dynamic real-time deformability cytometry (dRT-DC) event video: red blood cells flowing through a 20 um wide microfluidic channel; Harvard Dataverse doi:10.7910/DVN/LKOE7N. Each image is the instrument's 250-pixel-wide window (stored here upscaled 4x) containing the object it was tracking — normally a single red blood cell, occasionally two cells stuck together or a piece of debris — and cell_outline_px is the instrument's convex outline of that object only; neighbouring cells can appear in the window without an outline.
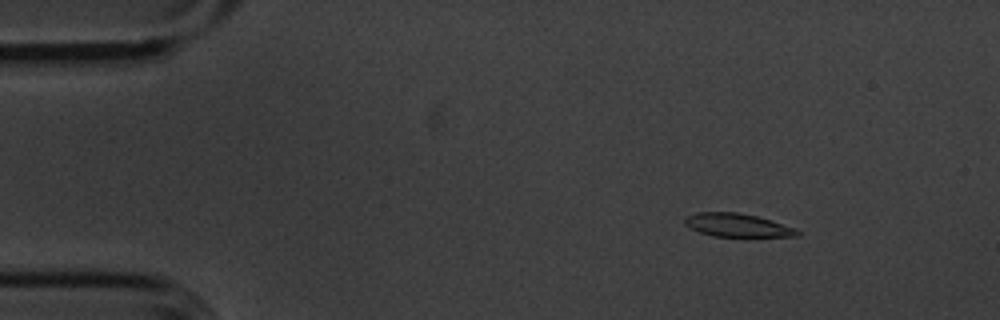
{"species": "common noctule bat (a hibernating species)", "species_latin": "Nyctalus noctula", "temperature_condition": "cold", "stored_images_in_passage": 52, "camera_frame_rate_fps": 3000, "um_per_image_px": 0.085, "animal": {"sex": "male", "body_mass_g": 20.1, "forearm_length_mm": 53.5}, "frame": {"image": 1, "passage_image": 4, "time_ms": 1.0, "image_size_px": [1000, 320], "cell_outline_px": [[800, 236], [752, 240], [712, 236], [700, 232], [684, 224], [684, 216], [696, 212], [736, 212], [756, 216], [796, 228], [800, 232]], "centroid_in_image_um": [62.75, 19.21], "position_along_channel_um": 22.2, "area_um2": 16.42}}
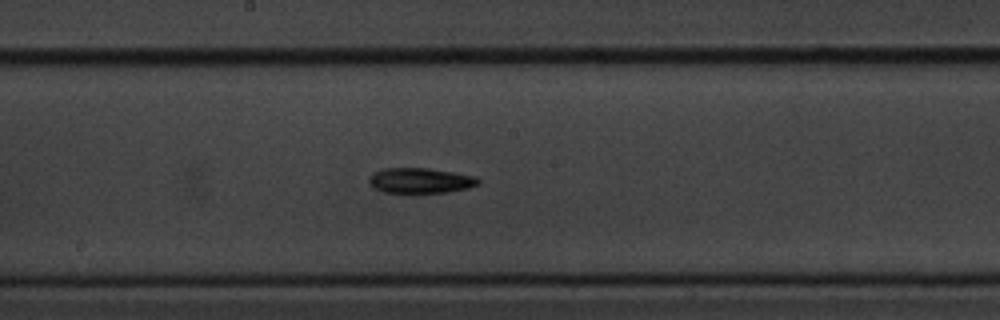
{"frame": {"image": 2, "passage_image": 26, "time_ms": 8.333, "image_size_px": [1000, 320], "cell_outline_px": [[480, 184], [468, 188], [448, 192], [416, 196], [408, 196], [384, 192], [372, 188], [368, 180], [376, 172], [384, 168], [428, 168], [476, 176], [480, 180]], "centroid_in_image_um": [35.73, 15.41], "position_along_channel_um": 212.5, "area_um2": 16.99}}
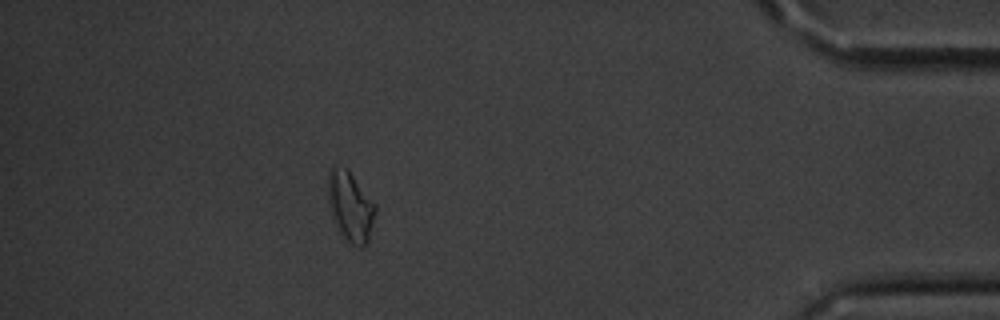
{"frame": {"image": 3, "passage_image": 46, "time_ms": 15.0, "image_size_px": [1000, 320], "cell_outline_px": [[376, 212], [368, 244], [352, 244], [344, 240], [336, 228], [332, 220], [328, 204], [328, 172], [332, 168], [344, 168], [352, 176], [376, 204]], "centroid_in_image_um": [29.77, 17.61], "position_along_channel_um": 405.4, "area_um2": 19.13}, "authors_computed_cell_mechanics": {"area_um2": 16.5597, "velocity_mm_per_s": 3.6027, "shape_relaxation_time_tau1_ms": 3.091, "shape_relaxation_time_tau2_ms": null, "deformation_change_tau1": 0.1277, "deformation_change_tau2": null}}